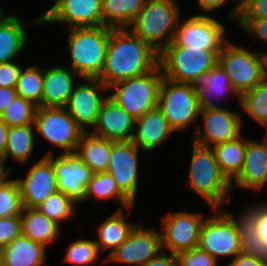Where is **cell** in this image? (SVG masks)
Instances as JSON below:
<instances>
[{"instance_id":"obj_35","label":"cell","mask_w":267,"mask_h":266,"mask_svg":"<svg viewBox=\"0 0 267 266\" xmlns=\"http://www.w3.org/2000/svg\"><path fill=\"white\" fill-rule=\"evenodd\" d=\"M238 102L247 115L265 127L267 125V75L258 85L245 92Z\"/></svg>"},{"instance_id":"obj_12","label":"cell","mask_w":267,"mask_h":266,"mask_svg":"<svg viewBox=\"0 0 267 266\" xmlns=\"http://www.w3.org/2000/svg\"><path fill=\"white\" fill-rule=\"evenodd\" d=\"M51 162L57 181V190L74 204L85 202V190L93 172L73 153H61L54 158L53 151L45 155Z\"/></svg>"},{"instance_id":"obj_49","label":"cell","mask_w":267,"mask_h":266,"mask_svg":"<svg viewBox=\"0 0 267 266\" xmlns=\"http://www.w3.org/2000/svg\"><path fill=\"white\" fill-rule=\"evenodd\" d=\"M228 266H265L261 261L251 254L239 252L236 254Z\"/></svg>"},{"instance_id":"obj_17","label":"cell","mask_w":267,"mask_h":266,"mask_svg":"<svg viewBox=\"0 0 267 266\" xmlns=\"http://www.w3.org/2000/svg\"><path fill=\"white\" fill-rule=\"evenodd\" d=\"M82 81L85 83L76 84L65 109L76 124L87 132V126L95 125L100 106L108 97H103L108 88L98 78H82Z\"/></svg>"},{"instance_id":"obj_53","label":"cell","mask_w":267,"mask_h":266,"mask_svg":"<svg viewBox=\"0 0 267 266\" xmlns=\"http://www.w3.org/2000/svg\"><path fill=\"white\" fill-rule=\"evenodd\" d=\"M266 55V69H267V52L264 53Z\"/></svg>"},{"instance_id":"obj_14","label":"cell","mask_w":267,"mask_h":266,"mask_svg":"<svg viewBox=\"0 0 267 266\" xmlns=\"http://www.w3.org/2000/svg\"><path fill=\"white\" fill-rule=\"evenodd\" d=\"M199 116H202L204 128L200 124L196 126L193 142L197 144L213 147L241 135L243 122L241 115L235 111L223 107L201 108Z\"/></svg>"},{"instance_id":"obj_26","label":"cell","mask_w":267,"mask_h":266,"mask_svg":"<svg viewBox=\"0 0 267 266\" xmlns=\"http://www.w3.org/2000/svg\"><path fill=\"white\" fill-rule=\"evenodd\" d=\"M22 235L44 247L56 241L61 227L36 208H23L20 214Z\"/></svg>"},{"instance_id":"obj_42","label":"cell","mask_w":267,"mask_h":266,"mask_svg":"<svg viewBox=\"0 0 267 266\" xmlns=\"http://www.w3.org/2000/svg\"><path fill=\"white\" fill-rule=\"evenodd\" d=\"M21 234L20 216L0 218V248L7 246Z\"/></svg>"},{"instance_id":"obj_24","label":"cell","mask_w":267,"mask_h":266,"mask_svg":"<svg viewBox=\"0 0 267 266\" xmlns=\"http://www.w3.org/2000/svg\"><path fill=\"white\" fill-rule=\"evenodd\" d=\"M45 248L21 234L0 248L1 266H43L46 263Z\"/></svg>"},{"instance_id":"obj_45","label":"cell","mask_w":267,"mask_h":266,"mask_svg":"<svg viewBox=\"0 0 267 266\" xmlns=\"http://www.w3.org/2000/svg\"><path fill=\"white\" fill-rule=\"evenodd\" d=\"M21 69L13 61L0 63V87L15 88Z\"/></svg>"},{"instance_id":"obj_34","label":"cell","mask_w":267,"mask_h":266,"mask_svg":"<svg viewBox=\"0 0 267 266\" xmlns=\"http://www.w3.org/2000/svg\"><path fill=\"white\" fill-rule=\"evenodd\" d=\"M96 199L117 198L125 209L132 210L134 204L119 190L113 177L107 172L93 173L85 190V201Z\"/></svg>"},{"instance_id":"obj_44","label":"cell","mask_w":267,"mask_h":266,"mask_svg":"<svg viewBox=\"0 0 267 266\" xmlns=\"http://www.w3.org/2000/svg\"><path fill=\"white\" fill-rule=\"evenodd\" d=\"M238 18H267V0H242Z\"/></svg>"},{"instance_id":"obj_4","label":"cell","mask_w":267,"mask_h":266,"mask_svg":"<svg viewBox=\"0 0 267 266\" xmlns=\"http://www.w3.org/2000/svg\"><path fill=\"white\" fill-rule=\"evenodd\" d=\"M178 7L176 0H146L129 29L160 53L174 39L181 16Z\"/></svg>"},{"instance_id":"obj_10","label":"cell","mask_w":267,"mask_h":266,"mask_svg":"<svg viewBox=\"0 0 267 266\" xmlns=\"http://www.w3.org/2000/svg\"><path fill=\"white\" fill-rule=\"evenodd\" d=\"M34 126L39 135L64 153L75 152L84 133L65 107H37Z\"/></svg>"},{"instance_id":"obj_18","label":"cell","mask_w":267,"mask_h":266,"mask_svg":"<svg viewBox=\"0 0 267 266\" xmlns=\"http://www.w3.org/2000/svg\"><path fill=\"white\" fill-rule=\"evenodd\" d=\"M139 149L131 141H112L107 173L119 190L134 204L138 188Z\"/></svg>"},{"instance_id":"obj_21","label":"cell","mask_w":267,"mask_h":266,"mask_svg":"<svg viewBox=\"0 0 267 266\" xmlns=\"http://www.w3.org/2000/svg\"><path fill=\"white\" fill-rule=\"evenodd\" d=\"M266 183L267 137L261 142L247 140L244 165L239 175L231 182V189L234 184L242 189L261 191Z\"/></svg>"},{"instance_id":"obj_37","label":"cell","mask_w":267,"mask_h":266,"mask_svg":"<svg viewBox=\"0 0 267 266\" xmlns=\"http://www.w3.org/2000/svg\"><path fill=\"white\" fill-rule=\"evenodd\" d=\"M75 205L66 195L57 191L51 194L36 209L61 226V222L70 220L74 216Z\"/></svg>"},{"instance_id":"obj_41","label":"cell","mask_w":267,"mask_h":266,"mask_svg":"<svg viewBox=\"0 0 267 266\" xmlns=\"http://www.w3.org/2000/svg\"><path fill=\"white\" fill-rule=\"evenodd\" d=\"M179 266H216L217 262L199 247L176 255Z\"/></svg>"},{"instance_id":"obj_8","label":"cell","mask_w":267,"mask_h":266,"mask_svg":"<svg viewBox=\"0 0 267 266\" xmlns=\"http://www.w3.org/2000/svg\"><path fill=\"white\" fill-rule=\"evenodd\" d=\"M157 107L174 132L185 131L197 120L201 109L193 84L174 82L165 77L160 84Z\"/></svg>"},{"instance_id":"obj_30","label":"cell","mask_w":267,"mask_h":266,"mask_svg":"<svg viewBox=\"0 0 267 266\" xmlns=\"http://www.w3.org/2000/svg\"><path fill=\"white\" fill-rule=\"evenodd\" d=\"M234 220L239 234L240 252L253 255L267 266V242L259 235L254 226V217L243 210L237 217L227 212Z\"/></svg>"},{"instance_id":"obj_40","label":"cell","mask_w":267,"mask_h":266,"mask_svg":"<svg viewBox=\"0 0 267 266\" xmlns=\"http://www.w3.org/2000/svg\"><path fill=\"white\" fill-rule=\"evenodd\" d=\"M101 250L95 241L90 239H78L71 242L66 249L65 260L75 265L89 266L99 261Z\"/></svg>"},{"instance_id":"obj_46","label":"cell","mask_w":267,"mask_h":266,"mask_svg":"<svg viewBox=\"0 0 267 266\" xmlns=\"http://www.w3.org/2000/svg\"><path fill=\"white\" fill-rule=\"evenodd\" d=\"M254 217V226L261 238L267 242V202L246 209Z\"/></svg>"},{"instance_id":"obj_25","label":"cell","mask_w":267,"mask_h":266,"mask_svg":"<svg viewBox=\"0 0 267 266\" xmlns=\"http://www.w3.org/2000/svg\"><path fill=\"white\" fill-rule=\"evenodd\" d=\"M5 14L0 13V63L12 61L27 42L25 23L22 24L16 14Z\"/></svg>"},{"instance_id":"obj_1","label":"cell","mask_w":267,"mask_h":266,"mask_svg":"<svg viewBox=\"0 0 267 266\" xmlns=\"http://www.w3.org/2000/svg\"><path fill=\"white\" fill-rule=\"evenodd\" d=\"M159 64V53L129 28L111 29L105 63L98 79L108 88L112 84L143 75Z\"/></svg>"},{"instance_id":"obj_23","label":"cell","mask_w":267,"mask_h":266,"mask_svg":"<svg viewBox=\"0 0 267 266\" xmlns=\"http://www.w3.org/2000/svg\"><path fill=\"white\" fill-rule=\"evenodd\" d=\"M135 126L131 142L146 152L159 147L174 132L158 107L136 119Z\"/></svg>"},{"instance_id":"obj_31","label":"cell","mask_w":267,"mask_h":266,"mask_svg":"<svg viewBox=\"0 0 267 266\" xmlns=\"http://www.w3.org/2000/svg\"><path fill=\"white\" fill-rule=\"evenodd\" d=\"M146 0H102L103 26L112 29L129 28Z\"/></svg>"},{"instance_id":"obj_48","label":"cell","mask_w":267,"mask_h":266,"mask_svg":"<svg viewBox=\"0 0 267 266\" xmlns=\"http://www.w3.org/2000/svg\"><path fill=\"white\" fill-rule=\"evenodd\" d=\"M144 266H179L176 255L174 254H162L160 252L151 258Z\"/></svg>"},{"instance_id":"obj_11","label":"cell","mask_w":267,"mask_h":266,"mask_svg":"<svg viewBox=\"0 0 267 266\" xmlns=\"http://www.w3.org/2000/svg\"><path fill=\"white\" fill-rule=\"evenodd\" d=\"M181 23L179 19L173 39L178 45L205 50H222L229 41L225 36L223 24L210 15L190 16Z\"/></svg>"},{"instance_id":"obj_9","label":"cell","mask_w":267,"mask_h":266,"mask_svg":"<svg viewBox=\"0 0 267 266\" xmlns=\"http://www.w3.org/2000/svg\"><path fill=\"white\" fill-rule=\"evenodd\" d=\"M218 214L205 216L200 231L198 247L216 261L218 257H234L240 252L237 226L225 209H214Z\"/></svg>"},{"instance_id":"obj_38","label":"cell","mask_w":267,"mask_h":266,"mask_svg":"<svg viewBox=\"0 0 267 266\" xmlns=\"http://www.w3.org/2000/svg\"><path fill=\"white\" fill-rule=\"evenodd\" d=\"M37 107L33 102L16 96L0 114L8 127L34 124Z\"/></svg>"},{"instance_id":"obj_3","label":"cell","mask_w":267,"mask_h":266,"mask_svg":"<svg viewBox=\"0 0 267 266\" xmlns=\"http://www.w3.org/2000/svg\"><path fill=\"white\" fill-rule=\"evenodd\" d=\"M106 26L69 28L71 68L81 78H98L105 63L109 33Z\"/></svg>"},{"instance_id":"obj_15","label":"cell","mask_w":267,"mask_h":266,"mask_svg":"<svg viewBox=\"0 0 267 266\" xmlns=\"http://www.w3.org/2000/svg\"><path fill=\"white\" fill-rule=\"evenodd\" d=\"M162 249L161 233L136 224L127 239L103 263H121L144 266Z\"/></svg>"},{"instance_id":"obj_32","label":"cell","mask_w":267,"mask_h":266,"mask_svg":"<svg viewBox=\"0 0 267 266\" xmlns=\"http://www.w3.org/2000/svg\"><path fill=\"white\" fill-rule=\"evenodd\" d=\"M123 210L117 209L97 229L99 240H95L97 247L102 251L108 250L107 257L127 239L136 224L128 223Z\"/></svg>"},{"instance_id":"obj_7","label":"cell","mask_w":267,"mask_h":266,"mask_svg":"<svg viewBox=\"0 0 267 266\" xmlns=\"http://www.w3.org/2000/svg\"><path fill=\"white\" fill-rule=\"evenodd\" d=\"M218 64L226 72L239 97L258 85L267 75L264 52L250 51L230 41L218 54Z\"/></svg>"},{"instance_id":"obj_43","label":"cell","mask_w":267,"mask_h":266,"mask_svg":"<svg viewBox=\"0 0 267 266\" xmlns=\"http://www.w3.org/2000/svg\"><path fill=\"white\" fill-rule=\"evenodd\" d=\"M245 33L252 34L255 38L267 45V18H238Z\"/></svg>"},{"instance_id":"obj_51","label":"cell","mask_w":267,"mask_h":266,"mask_svg":"<svg viewBox=\"0 0 267 266\" xmlns=\"http://www.w3.org/2000/svg\"><path fill=\"white\" fill-rule=\"evenodd\" d=\"M8 125L0 119V161L4 159L6 150V140L8 137Z\"/></svg>"},{"instance_id":"obj_29","label":"cell","mask_w":267,"mask_h":266,"mask_svg":"<svg viewBox=\"0 0 267 266\" xmlns=\"http://www.w3.org/2000/svg\"><path fill=\"white\" fill-rule=\"evenodd\" d=\"M247 139H236L214 145L213 151L221 173L231 183L242 171Z\"/></svg>"},{"instance_id":"obj_47","label":"cell","mask_w":267,"mask_h":266,"mask_svg":"<svg viewBox=\"0 0 267 266\" xmlns=\"http://www.w3.org/2000/svg\"><path fill=\"white\" fill-rule=\"evenodd\" d=\"M197 2V6L207 15V13L225 5L227 0H197ZM236 2V5H234L230 13H228L233 19H238L242 8V0H236Z\"/></svg>"},{"instance_id":"obj_2","label":"cell","mask_w":267,"mask_h":266,"mask_svg":"<svg viewBox=\"0 0 267 266\" xmlns=\"http://www.w3.org/2000/svg\"><path fill=\"white\" fill-rule=\"evenodd\" d=\"M221 50H205L178 45L172 40L160 53L163 77L195 85L218 63Z\"/></svg>"},{"instance_id":"obj_13","label":"cell","mask_w":267,"mask_h":266,"mask_svg":"<svg viewBox=\"0 0 267 266\" xmlns=\"http://www.w3.org/2000/svg\"><path fill=\"white\" fill-rule=\"evenodd\" d=\"M36 24L63 23L68 28L103 26L102 0H55Z\"/></svg>"},{"instance_id":"obj_20","label":"cell","mask_w":267,"mask_h":266,"mask_svg":"<svg viewBox=\"0 0 267 266\" xmlns=\"http://www.w3.org/2000/svg\"><path fill=\"white\" fill-rule=\"evenodd\" d=\"M92 135L112 141H131L135 119L109 97L101 104Z\"/></svg>"},{"instance_id":"obj_33","label":"cell","mask_w":267,"mask_h":266,"mask_svg":"<svg viewBox=\"0 0 267 266\" xmlns=\"http://www.w3.org/2000/svg\"><path fill=\"white\" fill-rule=\"evenodd\" d=\"M32 127L34 124L9 127L3 164L9 157L20 165L28 161L36 143Z\"/></svg>"},{"instance_id":"obj_19","label":"cell","mask_w":267,"mask_h":266,"mask_svg":"<svg viewBox=\"0 0 267 266\" xmlns=\"http://www.w3.org/2000/svg\"><path fill=\"white\" fill-rule=\"evenodd\" d=\"M17 181L23 208H36L58 191L52 162L46 156L29 169L24 179L20 177Z\"/></svg>"},{"instance_id":"obj_52","label":"cell","mask_w":267,"mask_h":266,"mask_svg":"<svg viewBox=\"0 0 267 266\" xmlns=\"http://www.w3.org/2000/svg\"><path fill=\"white\" fill-rule=\"evenodd\" d=\"M10 170H12V168L10 167L8 170H6V168H4V165L2 163V161H0V182L9 175Z\"/></svg>"},{"instance_id":"obj_22","label":"cell","mask_w":267,"mask_h":266,"mask_svg":"<svg viewBox=\"0 0 267 266\" xmlns=\"http://www.w3.org/2000/svg\"><path fill=\"white\" fill-rule=\"evenodd\" d=\"M75 78L82 79L71 68L55 65L43 68L41 107H65L75 86Z\"/></svg>"},{"instance_id":"obj_36","label":"cell","mask_w":267,"mask_h":266,"mask_svg":"<svg viewBox=\"0 0 267 266\" xmlns=\"http://www.w3.org/2000/svg\"><path fill=\"white\" fill-rule=\"evenodd\" d=\"M17 96L33 102L41 107V97L43 91V68L38 65L28 66L21 69L15 86Z\"/></svg>"},{"instance_id":"obj_54","label":"cell","mask_w":267,"mask_h":266,"mask_svg":"<svg viewBox=\"0 0 267 266\" xmlns=\"http://www.w3.org/2000/svg\"><path fill=\"white\" fill-rule=\"evenodd\" d=\"M264 128L266 129L265 137H267V125Z\"/></svg>"},{"instance_id":"obj_28","label":"cell","mask_w":267,"mask_h":266,"mask_svg":"<svg viewBox=\"0 0 267 266\" xmlns=\"http://www.w3.org/2000/svg\"><path fill=\"white\" fill-rule=\"evenodd\" d=\"M112 140L84 132L77 144L76 154L93 173L106 172L109 166Z\"/></svg>"},{"instance_id":"obj_16","label":"cell","mask_w":267,"mask_h":266,"mask_svg":"<svg viewBox=\"0 0 267 266\" xmlns=\"http://www.w3.org/2000/svg\"><path fill=\"white\" fill-rule=\"evenodd\" d=\"M204 219L202 214L194 212L166 214L163 218L164 233L161 232L162 248L167 247L174 255L197 248Z\"/></svg>"},{"instance_id":"obj_50","label":"cell","mask_w":267,"mask_h":266,"mask_svg":"<svg viewBox=\"0 0 267 266\" xmlns=\"http://www.w3.org/2000/svg\"><path fill=\"white\" fill-rule=\"evenodd\" d=\"M16 96L15 88L0 87V114Z\"/></svg>"},{"instance_id":"obj_6","label":"cell","mask_w":267,"mask_h":266,"mask_svg":"<svg viewBox=\"0 0 267 266\" xmlns=\"http://www.w3.org/2000/svg\"><path fill=\"white\" fill-rule=\"evenodd\" d=\"M163 72L160 64L153 70L108 87V97L135 120L158 106V94Z\"/></svg>"},{"instance_id":"obj_5","label":"cell","mask_w":267,"mask_h":266,"mask_svg":"<svg viewBox=\"0 0 267 266\" xmlns=\"http://www.w3.org/2000/svg\"><path fill=\"white\" fill-rule=\"evenodd\" d=\"M187 187L206 200L211 209H220L231 192V183L221 173L212 147L193 142Z\"/></svg>"},{"instance_id":"obj_39","label":"cell","mask_w":267,"mask_h":266,"mask_svg":"<svg viewBox=\"0 0 267 266\" xmlns=\"http://www.w3.org/2000/svg\"><path fill=\"white\" fill-rule=\"evenodd\" d=\"M7 178L6 176L0 182V218L20 216L23 209L17 179L7 180Z\"/></svg>"},{"instance_id":"obj_27","label":"cell","mask_w":267,"mask_h":266,"mask_svg":"<svg viewBox=\"0 0 267 266\" xmlns=\"http://www.w3.org/2000/svg\"><path fill=\"white\" fill-rule=\"evenodd\" d=\"M194 86L201 108H221L220 105L218 106L212 101V98H225V95H230V92L234 96L236 95V98L238 97L240 99L233 90L226 72L218 63L205 74L202 81L196 83Z\"/></svg>"}]
</instances>
